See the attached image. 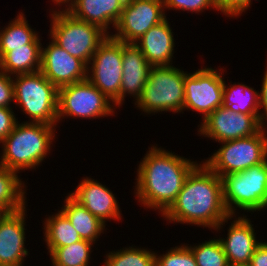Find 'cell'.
<instances>
[{
  "label": "cell",
  "instance_id": "1",
  "mask_svg": "<svg viewBox=\"0 0 267 266\" xmlns=\"http://www.w3.org/2000/svg\"><path fill=\"white\" fill-rule=\"evenodd\" d=\"M162 217L169 223L193 224L218 232L234 215L225 207L221 177L202 161L187 176L176 200Z\"/></svg>",
  "mask_w": 267,
  "mask_h": 266
},
{
  "label": "cell",
  "instance_id": "2",
  "mask_svg": "<svg viewBox=\"0 0 267 266\" xmlns=\"http://www.w3.org/2000/svg\"><path fill=\"white\" fill-rule=\"evenodd\" d=\"M139 162L134 194L146 208L161 216L170 208L197 161L179 156L152 145Z\"/></svg>",
  "mask_w": 267,
  "mask_h": 266
},
{
  "label": "cell",
  "instance_id": "3",
  "mask_svg": "<svg viewBox=\"0 0 267 266\" xmlns=\"http://www.w3.org/2000/svg\"><path fill=\"white\" fill-rule=\"evenodd\" d=\"M56 126L43 123L22 122L15 124L12 132L0 143V165L18 174L35 169L51 152ZM21 170V171H20Z\"/></svg>",
  "mask_w": 267,
  "mask_h": 266
},
{
  "label": "cell",
  "instance_id": "4",
  "mask_svg": "<svg viewBox=\"0 0 267 266\" xmlns=\"http://www.w3.org/2000/svg\"><path fill=\"white\" fill-rule=\"evenodd\" d=\"M14 104L29 116L32 123L57 126L58 88L41 71L12 77Z\"/></svg>",
  "mask_w": 267,
  "mask_h": 266
},
{
  "label": "cell",
  "instance_id": "5",
  "mask_svg": "<svg viewBox=\"0 0 267 266\" xmlns=\"http://www.w3.org/2000/svg\"><path fill=\"white\" fill-rule=\"evenodd\" d=\"M187 73L173 65L152 66L141 96L134 104L147 115L163 111L182 113Z\"/></svg>",
  "mask_w": 267,
  "mask_h": 266
},
{
  "label": "cell",
  "instance_id": "6",
  "mask_svg": "<svg viewBox=\"0 0 267 266\" xmlns=\"http://www.w3.org/2000/svg\"><path fill=\"white\" fill-rule=\"evenodd\" d=\"M57 10L49 14L50 38L71 56L88 65L98 46L109 34L95 24L75 18L66 9Z\"/></svg>",
  "mask_w": 267,
  "mask_h": 266
},
{
  "label": "cell",
  "instance_id": "7",
  "mask_svg": "<svg viewBox=\"0 0 267 266\" xmlns=\"http://www.w3.org/2000/svg\"><path fill=\"white\" fill-rule=\"evenodd\" d=\"M223 201L230 215L267 208V159L250 168L221 176ZM236 212V213H235Z\"/></svg>",
  "mask_w": 267,
  "mask_h": 266
},
{
  "label": "cell",
  "instance_id": "8",
  "mask_svg": "<svg viewBox=\"0 0 267 266\" xmlns=\"http://www.w3.org/2000/svg\"><path fill=\"white\" fill-rule=\"evenodd\" d=\"M222 146L203 162L219 177L244 171L267 159V131L220 143Z\"/></svg>",
  "mask_w": 267,
  "mask_h": 266
},
{
  "label": "cell",
  "instance_id": "9",
  "mask_svg": "<svg viewBox=\"0 0 267 266\" xmlns=\"http://www.w3.org/2000/svg\"><path fill=\"white\" fill-rule=\"evenodd\" d=\"M88 79L58 88V123L65 117L95 119L113 116L115 105Z\"/></svg>",
  "mask_w": 267,
  "mask_h": 266
},
{
  "label": "cell",
  "instance_id": "10",
  "mask_svg": "<svg viewBox=\"0 0 267 266\" xmlns=\"http://www.w3.org/2000/svg\"><path fill=\"white\" fill-rule=\"evenodd\" d=\"M122 54L123 42L109 34L98 46L87 67V79L112 101L115 108L119 107Z\"/></svg>",
  "mask_w": 267,
  "mask_h": 266
},
{
  "label": "cell",
  "instance_id": "11",
  "mask_svg": "<svg viewBox=\"0 0 267 266\" xmlns=\"http://www.w3.org/2000/svg\"><path fill=\"white\" fill-rule=\"evenodd\" d=\"M224 69L200 68L185 75L184 110L202 114L204 121L223 104Z\"/></svg>",
  "mask_w": 267,
  "mask_h": 266
},
{
  "label": "cell",
  "instance_id": "12",
  "mask_svg": "<svg viewBox=\"0 0 267 266\" xmlns=\"http://www.w3.org/2000/svg\"><path fill=\"white\" fill-rule=\"evenodd\" d=\"M166 19L163 0H127L115 34L111 36L124 43H135L151 27Z\"/></svg>",
  "mask_w": 267,
  "mask_h": 266
},
{
  "label": "cell",
  "instance_id": "13",
  "mask_svg": "<svg viewBox=\"0 0 267 266\" xmlns=\"http://www.w3.org/2000/svg\"><path fill=\"white\" fill-rule=\"evenodd\" d=\"M198 128V135L218 143L253 136L262 129L259 114L235 113L223 105L202 121Z\"/></svg>",
  "mask_w": 267,
  "mask_h": 266
},
{
  "label": "cell",
  "instance_id": "14",
  "mask_svg": "<svg viewBox=\"0 0 267 266\" xmlns=\"http://www.w3.org/2000/svg\"><path fill=\"white\" fill-rule=\"evenodd\" d=\"M50 40L49 45L41 47L40 71L43 75L57 88L86 80L88 65Z\"/></svg>",
  "mask_w": 267,
  "mask_h": 266
},
{
  "label": "cell",
  "instance_id": "15",
  "mask_svg": "<svg viewBox=\"0 0 267 266\" xmlns=\"http://www.w3.org/2000/svg\"><path fill=\"white\" fill-rule=\"evenodd\" d=\"M26 206L9 213H0V265L23 266L25 247Z\"/></svg>",
  "mask_w": 267,
  "mask_h": 266
},
{
  "label": "cell",
  "instance_id": "16",
  "mask_svg": "<svg viewBox=\"0 0 267 266\" xmlns=\"http://www.w3.org/2000/svg\"><path fill=\"white\" fill-rule=\"evenodd\" d=\"M78 184L75 191L69 194L95 217L104 224L108 219L114 221L122 219L119 202H117L116 196L112 193L113 191L106 185L91 177H83Z\"/></svg>",
  "mask_w": 267,
  "mask_h": 266
},
{
  "label": "cell",
  "instance_id": "17",
  "mask_svg": "<svg viewBox=\"0 0 267 266\" xmlns=\"http://www.w3.org/2000/svg\"><path fill=\"white\" fill-rule=\"evenodd\" d=\"M229 225L227 238L219 236V241L230 266L249 264L256 247L262 242L257 240L254 226L242 213Z\"/></svg>",
  "mask_w": 267,
  "mask_h": 266
},
{
  "label": "cell",
  "instance_id": "18",
  "mask_svg": "<svg viewBox=\"0 0 267 266\" xmlns=\"http://www.w3.org/2000/svg\"><path fill=\"white\" fill-rule=\"evenodd\" d=\"M122 82L119 95V108L127 95L138 101L150 73L151 65L146 60L140 48L135 43L123 42Z\"/></svg>",
  "mask_w": 267,
  "mask_h": 266
},
{
  "label": "cell",
  "instance_id": "19",
  "mask_svg": "<svg viewBox=\"0 0 267 266\" xmlns=\"http://www.w3.org/2000/svg\"><path fill=\"white\" fill-rule=\"evenodd\" d=\"M174 35L167 18L151 27L135 44L151 66H170L173 63Z\"/></svg>",
  "mask_w": 267,
  "mask_h": 266
},
{
  "label": "cell",
  "instance_id": "20",
  "mask_svg": "<svg viewBox=\"0 0 267 266\" xmlns=\"http://www.w3.org/2000/svg\"><path fill=\"white\" fill-rule=\"evenodd\" d=\"M126 2L127 0H74L66 10L75 18L95 24L109 34L110 27L115 29Z\"/></svg>",
  "mask_w": 267,
  "mask_h": 266
},
{
  "label": "cell",
  "instance_id": "21",
  "mask_svg": "<svg viewBox=\"0 0 267 266\" xmlns=\"http://www.w3.org/2000/svg\"><path fill=\"white\" fill-rule=\"evenodd\" d=\"M61 211L71 222L81 239L95 243L104 234L105 225L100 219L90 213L83 205L77 202L70 194L65 198Z\"/></svg>",
  "mask_w": 267,
  "mask_h": 266
},
{
  "label": "cell",
  "instance_id": "22",
  "mask_svg": "<svg viewBox=\"0 0 267 266\" xmlns=\"http://www.w3.org/2000/svg\"><path fill=\"white\" fill-rule=\"evenodd\" d=\"M42 44L14 48L0 59V70L10 76L40 71Z\"/></svg>",
  "mask_w": 267,
  "mask_h": 266
},
{
  "label": "cell",
  "instance_id": "23",
  "mask_svg": "<svg viewBox=\"0 0 267 266\" xmlns=\"http://www.w3.org/2000/svg\"><path fill=\"white\" fill-rule=\"evenodd\" d=\"M38 33L33 30L23 12L0 29V59L8 52L26 44H42Z\"/></svg>",
  "mask_w": 267,
  "mask_h": 266
},
{
  "label": "cell",
  "instance_id": "24",
  "mask_svg": "<svg viewBox=\"0 0 267 266\" xmlns=\"http://www.w3.org/2000/svg\"><path fill=\"white\" fill-rule=\"evenodd\" d=\"M18 176L16 171L0 165V213L18 211L26 206L27 186Z\"/></svg>",
  "mask_w": 267,
  "mask_h": 266
},
{
  "label": "cell",
  "instance_id": "25",
  "mask_svg": "<svg viewBox=\"0 0 267 266\" xmlns=\"http://www.w3.org/2000/svg\"><path fill=\"white\" fill-rule=\"evenodd\" d=\"M43 222L45 232V238L43 239L46 242L49 254L56 248L65 247L82 240L61 210L51 216L48 215Z\"/></svg>",
  "mask_w": 267,
  "mask_h": 266
},
{
  "label": "cell",
  "instance_id": "26",
  "mask_svg": "<svg viewBox=\"0 0 267 266\" xmlns=\"http://www.w3.org/2000/svg\"><path fill=\"white\" fill-rule=\"evenodd\" d=\"M222 105L235 113L259 114V91L239 82L228 86L224 80Z\"/></svg>",
  "mask_w": 267,
  "mask_h": 266
},
{
  "label": "cell",
  "instance_id": "27",
  "mask_svg": "<svg viewBox=\"0 0 267 266\" xmlns=\"http://www.w3.org/2000/svg\"><path fill=\"white\" fill-rule=\"evenodd\" d=\"M93 242L80 240L65 247L56 248L51 254L52 266H89Z\"/></svg>",
  "mask_w": 267,
  "mask_h": 266
},
{
  "label": "cell",
  "instance_id": "28",
  "mask_svg": "<svg viewBox=\"0 0 267 266\" xmlns=\"http://www.w3.org/2000/svg\"><path fill=\"white\" fill-rule=\"evenodd\" d=\"M129 246L106 254L103 266H155V254L147 248Z\"/></svg>",
  "mask_w": 267,
  "mask_h": 266
},
{
  "label": "cell",
  "instance_id": "29",
  "mask_svg": "<svg viewBox=\"0 0 267 266\" xmlns=\"http://www.w3.org/2000/svg\"><path fill=\"white\" fill-rule=\"evenodd\" d=\"M188 247L195 257L197 266H230L218 237Z\"/></svg>",
  "mask_w": 267,
  "mask_h": 266
},
{
  "label": "cell",
  "instance_id": "30",
  "mask_svg": "<svg viewBox=\"0 0 267 266\" xmlns=\"http://www.w3.org/2000/svg\"><path fill=\"white\" fill-rule=\"evenodd\" d=\"M181 244L172 247L165 254H155V266H197L195 257L188 247Z\"/></svg>",
  "mask_w": 267,
  "mask_h": 266
},
{
  "label": "cell",
  "instance_id": "31",
  "mask_svg": "<svg viewBox=\"0 0 267 266\" xmlns=\"http://www.w3.org/2000/svg\"><path fill=\"white\" fill-rule=\"evenodd\" d=\"M164 9L189 11L197 14L204 12L206 9L218 11L215 0H163ZM209 7V8H208Z\"/></svg>",
  "mask_w": 267,
  "mask_h": 266
},
{
  "label": "cell",
  "instance_id": "32",
  "mask_svg": "<svg viewBox=\"0 0 267 266\" xmlns=\"http://www.w3.org/2000/svg\"><path fill=\"white\" fill-rule=\"evenodd\" d=\"M218 11L226 15L227 17L234 18L235 16H241L250 5L251 0H215Z\"/></svg>",
  "mask_w": 267,
  "mask_h": 266
},
{
  "label": "cell",
  "instance_id": "33",
  "mask_svg": "<svg viewBox=\"0 0 267 266\" xmlns=\"http://www.w3.org/2000/svg\"><path fill=\"white\" fill-rule=\"evenodd\" d=\"M14 102L12 76L0 70V107H11Z\"/></svg>",
  "mask_w": 267,
  "mask_h": 266
},
{
  "label": "cell",
  "instance_id": "34",
  "mask_svg": "<svg viewBox=\"0 0 267 266\" xmlns=\"http://www.w3.org/2000/svg\"><path fill=\"white\" fill-rule=\"evenodd\" d=\"M11 107H0V143L12 132L18 119Z\"/></svg>",
  "mask_w": 267,
  "mask_h": 266
},
{
  "label": "cell",
  "instance_id": "35",
  "mask_svg": "<svg viewBox=\"0 0 267 266\" xmlns=\"http://www.w3.org/2000/svg\"><path fill=\"white\" fill-rule=\"evenodd\" d=\"M262 79L261 90L259 93V108H262L263 110H259V122L262 128L267 129V66Z\"/></svg>",
  "mask_w": 267,
  "mask_h": 266
},
{
  "label": "cell",
  "instance_id": "36",
  "mask_svg": "<svg viewBox=\"0 0 267 266\" xmlns=\"http://www.w3.org/2000/svg\"><path fill=\"white\" fill-rule=\"evenodd\" d=\"M250 266H267V242H262L256 247L249 263Z\"/></svg>",
  "mask_w": 267,
  "mask_h": 266
},
{
  "label": "cell",
  "instance_id": "37",
  "mask_svg": "<svg viewBox=\"0 0 267 266\" xmlns=\"http://www.w3.org/2000/svg\"><path fill=\"white\" fill-rule=\"evenodd\" d=\"M73 1L74 0H52V2H54V4H56L58 7L65 5L66 7L63 6V9H67L73 3Z\"/></svg>",
  "mask_w": 267,
  "mask_h": 266
},
{
  "label": "cell",
  "instance_id": "38",
  "mask_svg": "<svg viewBox=\"0 0 267 266\" xmlns=\"http://www.w3.org/2000/svg\"><path fill=\"white\" fill-rule=\"evenodd\" d=\"M233 266H250L249 264H244V265H233Z\"/></svg>",
  "mask_w": 267,
  "mask_h": 266
}]
</instances>
